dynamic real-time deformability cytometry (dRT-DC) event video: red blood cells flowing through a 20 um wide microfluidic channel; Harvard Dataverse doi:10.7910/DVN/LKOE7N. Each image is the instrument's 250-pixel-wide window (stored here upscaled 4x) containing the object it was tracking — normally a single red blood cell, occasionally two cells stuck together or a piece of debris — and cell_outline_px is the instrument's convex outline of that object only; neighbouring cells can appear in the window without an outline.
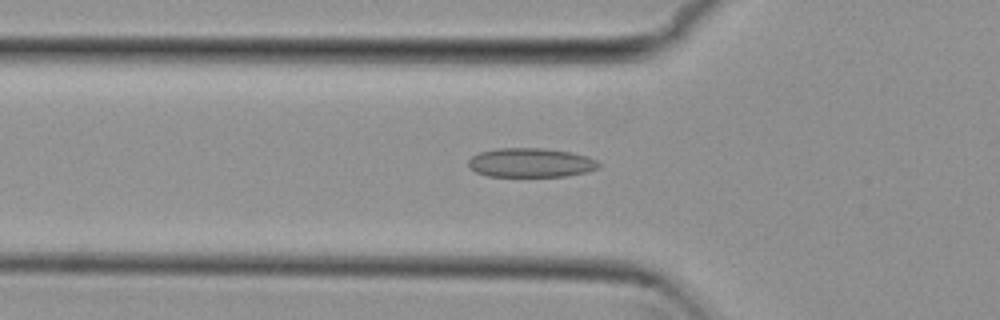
{"species": "common noctule bat (a hibernating species)", "species_latin": "Nyctalus noctula", "temperature_condition": "cold", "stored_images_in_passage": 41, "camera_frame_rate_fps": 3000, "um_per_image_px": 0.085, "animal": {"sex": "female", "body_mass_g": 29.2, "forearm_length_mm": 56.3}, "frame": {"image": 1, "passage_image": 17, "time_ms": 5.333, "image_size_px": [1000, 320], "cell_outline_px": [[600, 168], [588, 172], [568, 176], [488, 176], [476, 172], [468, 164], [468, 160], [472, 156], [480, 152], [496, 148], [544, 148], [572, 152], [588, 156], [596, 160], [600, 164]], "centroid_in_image_um": [45.16, 13.82], "position_along_channel_um": 80.6, "area_um2": 22.31}}
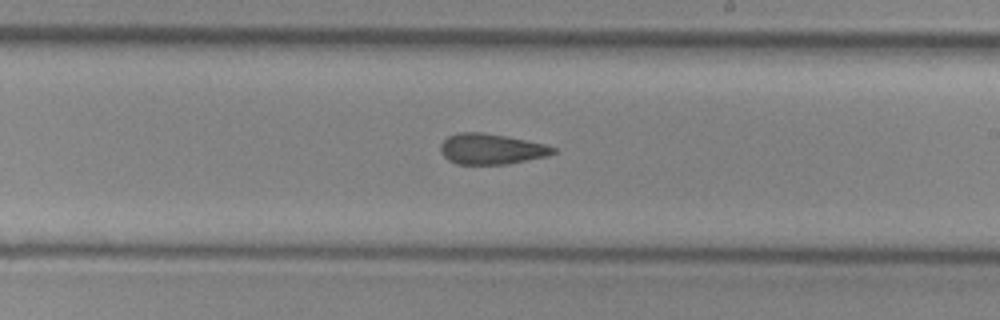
{"frame": {"image": 2, "passage_image": 30, "time_ms": 9.667, "image_size_px": [1000, 320], "cell_outline_px": [[556, 152], [548, 156], [508, 164], [456, 164], [448, 160], [440, 152], [440, 144], [448, 136], [460, 132], [484, 132], [544, 144], [556, 148]], "centroid_in_image_um": [41.73, 12.67], "position_along_channel_um": 247.3, "area_um2": 20.06}}
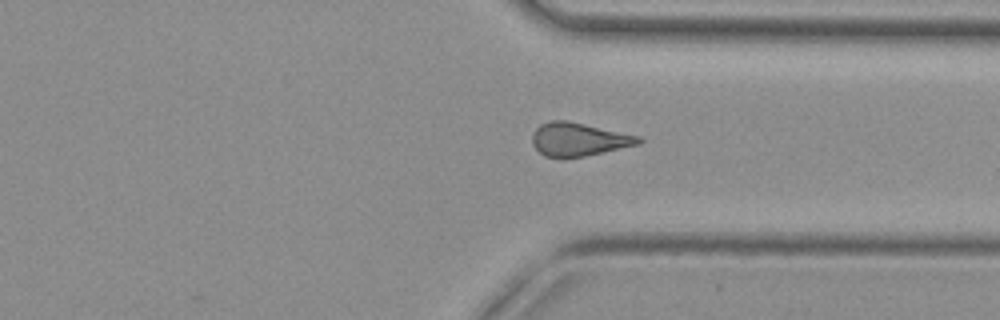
{"frame": {"image": 3, "passage_image": 39, "time_ms": 12.667, "image_size_px": [1000, 320], "cell_outline_px": [[644, 140], [640, 144], [584, 156], [564, 160], [544, 156], [532, 144], [532, 132], [540, 124], [548, 120], [568, 120], [640, 136]], "centroid_in_image_um": [49.16, 11.86], "position_along_channel_um": 362.2, "area_um2": 21.1}, "authors_computed_cell_mechanics": {"area_um2": 21.1548, "velocity_mm_per_s": 3.8296, "shape_relaxation_time_tau1_ms": null, "shape_relaxation_time_tau2_ms": 2.3415, "deformation_change_tau1": null, "deformation_change_tau2": 0.0898}}